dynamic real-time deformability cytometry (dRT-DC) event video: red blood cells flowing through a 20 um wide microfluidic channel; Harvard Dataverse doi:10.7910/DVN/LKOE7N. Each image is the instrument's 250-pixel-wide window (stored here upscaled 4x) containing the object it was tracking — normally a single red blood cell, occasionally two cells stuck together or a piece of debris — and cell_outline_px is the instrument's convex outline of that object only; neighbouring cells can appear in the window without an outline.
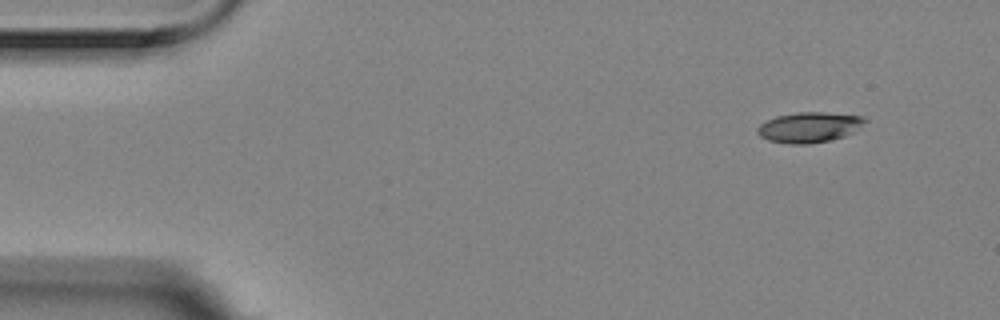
{"species": "Egyptian fruit bat (a non-hibernating species)", "species_latin": "Rousettus aegyptiacus", "temperature_condition": "room temperature", "stored_images_in_passage": 4, "camera_frame_rate_fps": 3000, "um_per_image_px": 0.085, "animal": {"sex": "female"}, "frame": {"image": 1, "passage_image": 1, "time_ms": 0.0, "image_size_px": [1000, 320], "cell_outline_px": [[868, 120], [852, 132], [844, 136], [832, 140], [808, 144], [788, 144], [768, 140], [760, 136], [756, 132], [756, 128], [760, 124], [776, 116], [796, 112], [824, 112], [864, 116]], "centroid_in_image_um": [68.77, 10.82], "position_along_channel_um": 16.2, "area_um2": 19.07}}
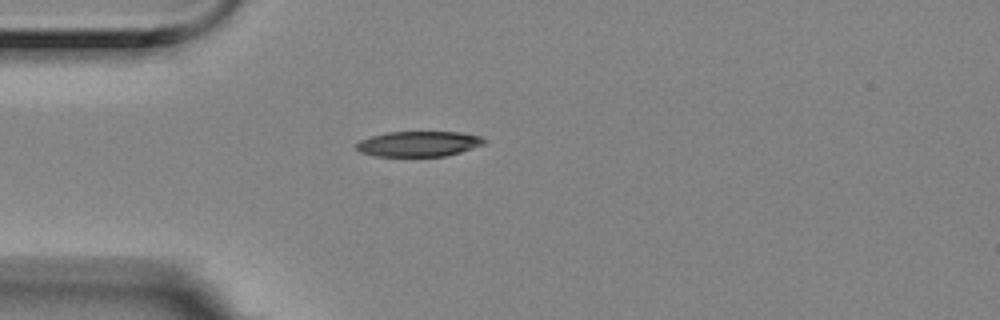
{"frame": {"image": 2, "passage_image": 4, "time_ms": 1.0, "image_size_px": [1000, 320], "cell_outline_px": [[488, 140], [484, 144], [460, 152], [444, 156], [376, 156], [360, 152], [356, 148], [356, 144], [360, 140], [372, 136], [388, 132], [460, 132], [480, 136]], "centroid_in_image_um": [35.6, 12.22], "position_along_channel_um": 49.4, "area_um2": 18.79}}